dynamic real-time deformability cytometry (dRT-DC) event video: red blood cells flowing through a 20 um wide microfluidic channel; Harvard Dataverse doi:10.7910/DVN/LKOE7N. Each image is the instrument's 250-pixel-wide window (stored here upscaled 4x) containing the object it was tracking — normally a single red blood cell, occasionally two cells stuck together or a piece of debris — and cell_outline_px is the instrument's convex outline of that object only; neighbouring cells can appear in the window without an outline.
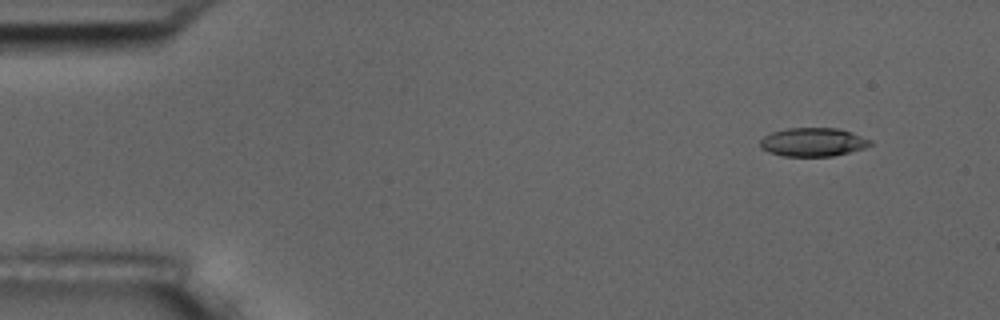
{"species": "common noctule bat (a hibernating species)", "species_latin": "Nyctalus noctula", "temperature_condition": "room temperature", "stored_images_in_passage": 5, "camera_frame_rate_fps": 3000, "um_per_image_px": 0.085, "animal": {"sex": "male", "body_mass_g": 17.5, "forearm_length_mm": 52.3}, "frame": {"image": 1, "passage_image": 2, "time_ms": 0.333, "image_size_px": [1000, 320], "cell_outline_px": [[872, 144], [864, 148], [832, 156], [784, 156], [768, 152], [760, 148], [760, 140], [764, 136], [772, 132], [788, 128], [836, 128], [852, 132], [872, 140]], "centroid_in_image_um": [69.09, 12.07], "position_along_channel_um": 15.9, "area_um2": 18.32}}
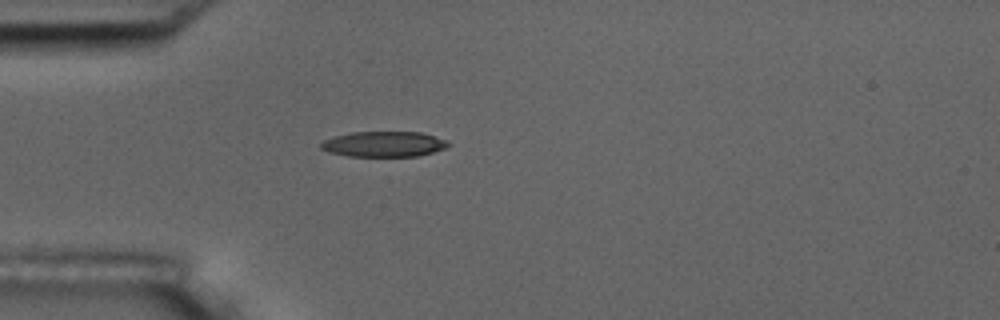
{"frame": {"image": 2, "passage_image": 5, "time_ms": 1.333, "image_size_px": [1000, 320], "cell_outline_px": [[452, 144], [444, 148], [432, 152], [416, 156], [348, 156], [328, 152], [320, 148], [320, 144], [324, 140], [332, 136], [352, 132], [420, 132], [448, 140]], "centroid_in_image_um": [32.61, 12.24], "position_along_channel_um": 52.4, "area_um2": 18.9}}